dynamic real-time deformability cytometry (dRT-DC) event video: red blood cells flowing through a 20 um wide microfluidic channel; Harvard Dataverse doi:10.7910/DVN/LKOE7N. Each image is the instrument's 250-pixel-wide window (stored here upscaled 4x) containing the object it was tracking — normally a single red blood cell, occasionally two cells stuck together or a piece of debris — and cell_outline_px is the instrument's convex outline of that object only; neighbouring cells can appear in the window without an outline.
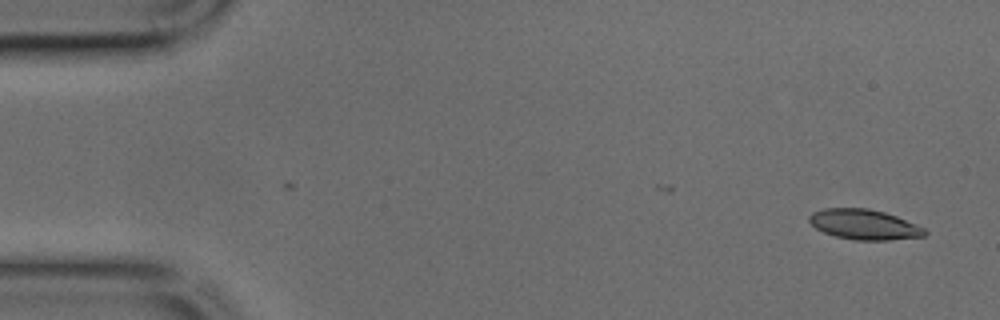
{"species": "common noctule bat (a hibernating species)", "species_latin": "Nyctalus noctula", "temperature_condition": "cold", "stored_images_in_passage": 35, "camera_frame_rate_fps": 3000, "um_per_image_px": 0.085, "animal": {"sex": "male", "body_mass_g": 17.9, "forearm_length_mm": 54.2}, "frame": {"image": 1, "passage_image": 1, "time_ms": 0.0, "image_size_px": [1000, 320], "cell_outline_px": [[928, 232], [924, 236], [888, 240], [856, 240], [836, 236], [824, 232], [816, 228], [808, 220], [808, 216], [812, 212], [824, 208], [868, 208], [884, 212], [896, 216], [916, 224], [924, 228]], "centroid_in_image_um": [73.45, 19.07], "position_along_channel_um": 11.6, "area_um2": 20.23}}
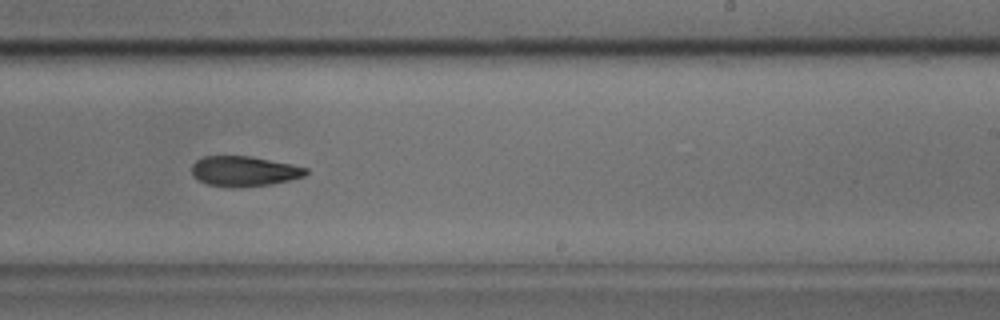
{"frame": {"image": 2, "passage_image": 26, "time_ms": 8.333, "image_size_px": [1000, 320], "cell_outline_px": [[308, 172], [304, 176], [272, 184], [208, 184], [196, 180], [192, 176], [192, 164], [196, 160], [204, 156], [252, 156], [292, 164], [308, 168]], "centroid_in_image_um": [20.75, 14.49], "position_along_channel_um": 268.3, "area_um2": 19.31}}
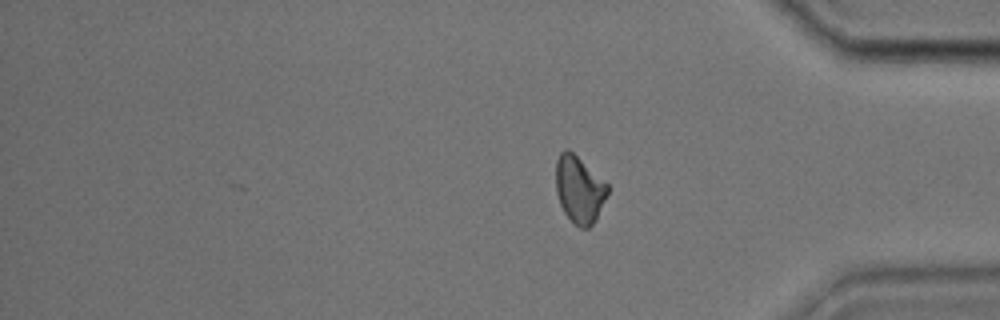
{"frame": {"image": 3, "passage_image": 35, "time_ms": 11.333, "image_size_px": [1000, 320], "cell_outline_px": [[608, 192], [592, 224], [588, 228], [580, 228], [572, 224], [564, 212], [560, 204], [556, 192], [556, 160], [560, 152], [564, 148], [568, 148], [608, 184]], "centroid_in_image_um": [49.2, 16.09], "position_along_channel_um": 386.0, "area_um2": 20.06}}